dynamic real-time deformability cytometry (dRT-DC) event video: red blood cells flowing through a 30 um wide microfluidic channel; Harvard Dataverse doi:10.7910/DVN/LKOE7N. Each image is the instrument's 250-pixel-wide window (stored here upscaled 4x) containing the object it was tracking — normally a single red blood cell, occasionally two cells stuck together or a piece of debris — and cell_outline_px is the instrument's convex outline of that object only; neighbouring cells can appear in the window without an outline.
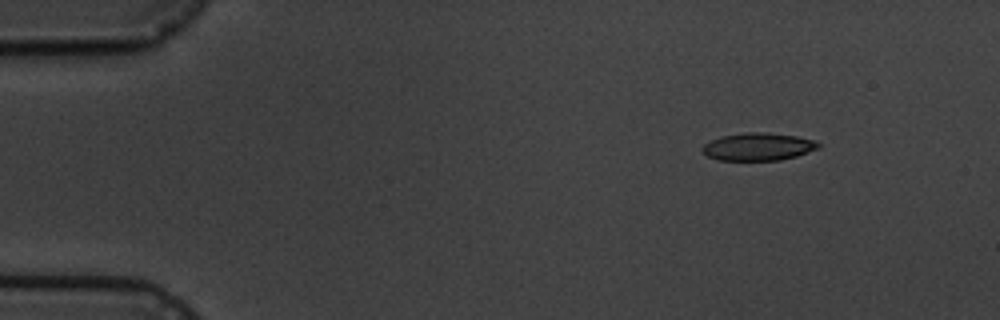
{"species": "common noctule bat (a hibernating species)", "species_latin": "Nyctalus noctula", "temperature_condition": "cold", "stored_images_in_passage": 6, "camera_frame_rate_fps": 3000, "um_per_image_px": 0.085, "animal": {"sex": "male", "body_mass_g": 19.5, "forearm_length_mm": 54.6}, "frame": {"image": 1, "passage_image": 6, "time_ms": 6.333, "image_size_px": [1000, 320], "cell_outline_px": [[820, 148], [796, 156], [780, 160], [720, 160], [708, 156], [700, 148], [704, 144], [720, 136], [744, 132], [764, 132], [796, 136], [812, 140], [820, 144]], "centroid_in_image_um": [64.43, 12.46], "position_along_channel_um": 20.6, "area_um2": 18.61}}